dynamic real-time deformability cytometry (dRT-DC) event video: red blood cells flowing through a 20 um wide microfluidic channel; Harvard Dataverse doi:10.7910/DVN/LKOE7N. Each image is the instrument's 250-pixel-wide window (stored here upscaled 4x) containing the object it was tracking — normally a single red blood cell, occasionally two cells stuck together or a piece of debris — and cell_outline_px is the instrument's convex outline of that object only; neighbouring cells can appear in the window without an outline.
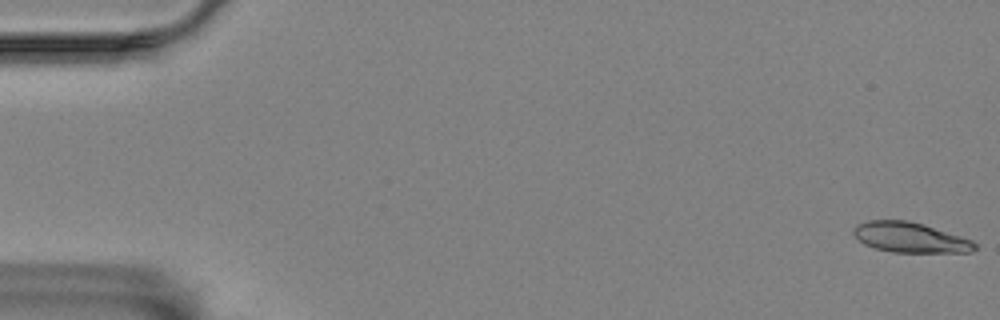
{"species": "Egyptian fruit bat (a non-hibernating species)", "species_latin": "Rousettus aegyptiacus", "temperature_condition": "room temperature", "stored_images_in_passage": 57, "camera_frame_rate_fps": 3000, "um_per_image_px": 0.085, "animal": {"sex": "female"}, "frame": {"image": 1, "passage_image": 1, "time_ms": 0.0, "image_size_px": [1000, 320], "cell_outline_px": [[976, 248], [972, 252], [892, 252], [876, 248], [864, 244], [852, 232], [856, 224], [868, 220], [908, 220], [960, 236], [972, 240], [976, 244]], "centroid_in_image_um": [77.34, 20.18], "position_along_channel_um": 7.7, "area_um2": 21.04}}
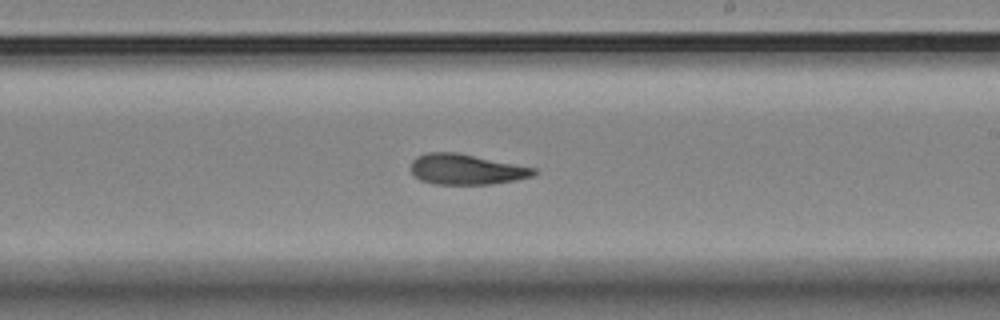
{"frame": {"image": 2, "passage_image": 34, "time_ms": 11.0, "image_size_px": [1000, 320], "cell_outline_px": [[536, 172], [532, 176], [516, 180], [492, 184], [432, 184], [420, 180], [412, 172], [412, 160], [416, 156], [428, 152], [456, 152], [536, 168]], "centroid_in_image_um": [39.62, 14.39], "position_along_channel_um": 249.4, "area_um2": 21.73}}
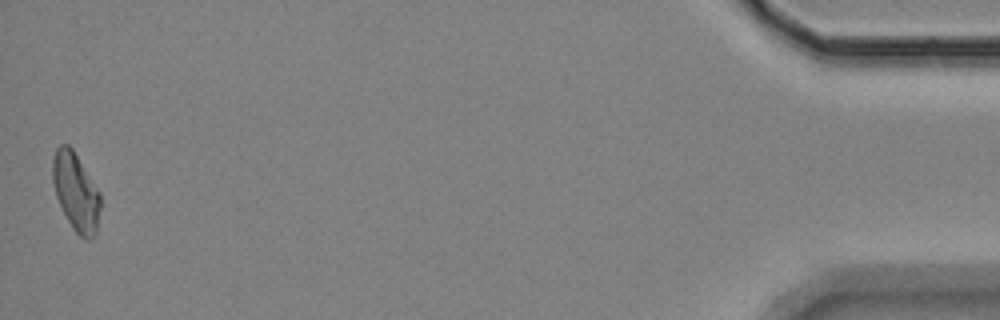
{"frame": {"image": 3, "passage_image": 57, "time_ms": 18.667, "image_size_px": [1000, 320], "cell_outline_px": [[100, 208], [96, 232], [88, 240], [84, 240], [72, 228], [56, 196], [52, 180], [52, 160], [56, 148], [60, 144], [68, 144], [72, 148], [100, 192]], "centroid_in_image_um": [6.44, 16.29], "position_along_channel_um": 428.8, "area_um2": 21.56}, "authors_computed_cell_mechanics": {"area_um2": 22.0218, "velocity_mm_per_s": 3.4934, "shape_relaxation_time_tau1_ms": 5.3574, "shape_relaxation_time_tau2_ms": 6.1075, "deformation_change_tau1": 0.1772, "deformation_change_tau2": 0.1574}}